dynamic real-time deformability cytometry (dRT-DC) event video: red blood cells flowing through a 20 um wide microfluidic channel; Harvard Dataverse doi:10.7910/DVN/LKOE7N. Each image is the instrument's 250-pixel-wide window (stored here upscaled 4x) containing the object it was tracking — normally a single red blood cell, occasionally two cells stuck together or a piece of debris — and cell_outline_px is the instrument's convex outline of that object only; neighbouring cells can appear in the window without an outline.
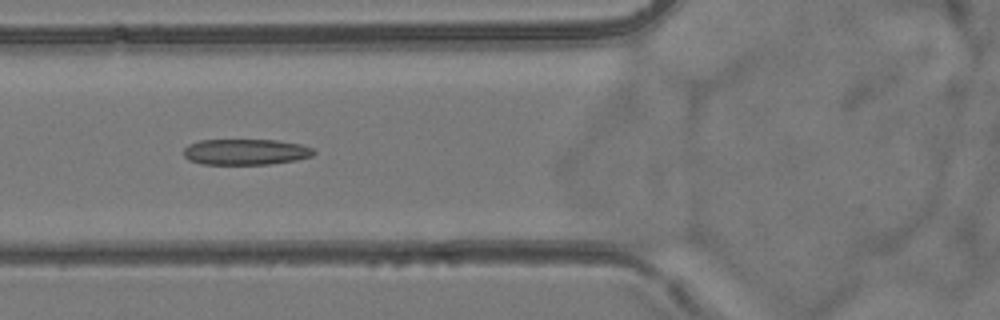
{"species": "common noctule bat (a hibernating species)", "species_latin": "Nyctalus noctula", "temperature_condition": "room temperature", "stored_images_in_passage": 9, "camera_frame_rate_fps": 3000, "um_per_image_px": 0.085, "animal": {"sex": "female", "body_mass_g": 24.6, "forearm_length_mm": 56.2}, "frame": {"image": 1, "passage_image": 6, "time_ms": 6.0, "image_size_px": [1000, 320], "cell_outline_px": [[316, 152], [312, 156], [296, 160], [268, 164], [200, 164], [188, 160], [184, 156], [184, 148], [188, 144], [200, 140], [276, 140], [300, 144], [312, 148]], "centroid_in_image_um": [20.85, 12.91], "position_along_channel_um": 104.9, "area_um2": 19.65}}